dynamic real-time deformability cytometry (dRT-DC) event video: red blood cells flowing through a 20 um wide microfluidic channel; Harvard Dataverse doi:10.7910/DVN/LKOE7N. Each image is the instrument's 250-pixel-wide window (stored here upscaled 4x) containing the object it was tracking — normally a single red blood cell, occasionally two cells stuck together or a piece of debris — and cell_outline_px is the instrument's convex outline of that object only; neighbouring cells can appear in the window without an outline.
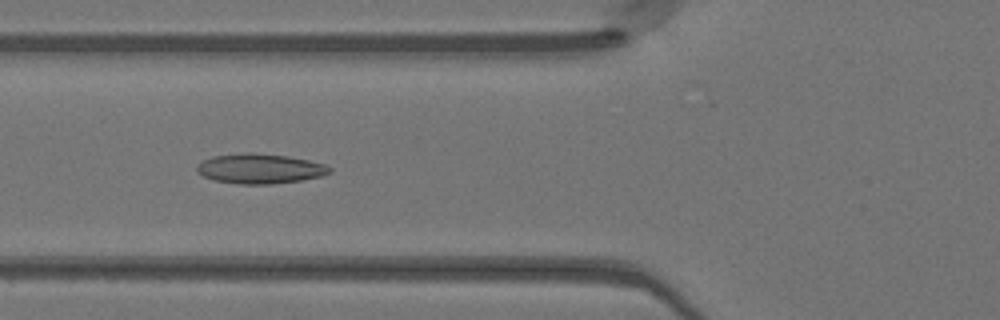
{"species": "Egyptian fruit bat (a non-hibernating species)", "species_latin": "Rousettus aegyptiacus", "temperature_condition": "warm", "stored_images_in_passage": 49, "camera_frame_rate_fps": 3000, "um_per_image_px": 0.085, "animal": {"sex": "female"}, "frame": {"image": 1, "passage_image": 18, "time_ms": 5.667, "image_size_px": [1000, 320], "cell_outline_px": [[332, 172], [320, 176], [300, 180], [272, 184], [240, 184], [212, 180], [196, 172], [196, 164], [212, 156], [248, 152], [252, 152], [288, 156], [308, 160], [324, 164], [332, 168]], "centroid_in_image_um": [22.06, 14.33], "position_along_channel_um": 103.7, "area_um2": 23.18}}
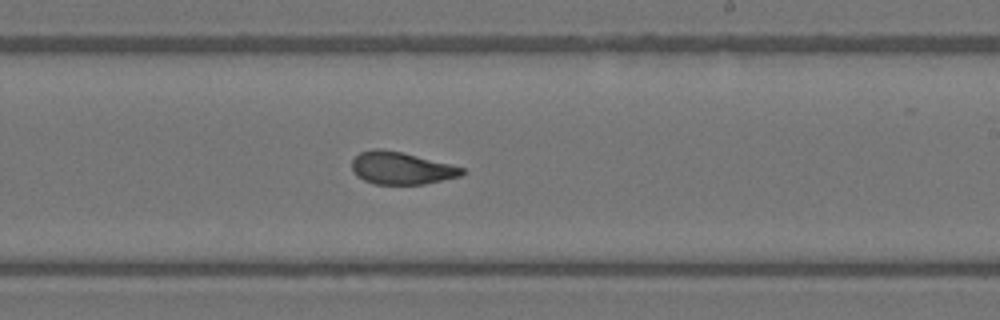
{"frame": {"image": 2, "passage_image": 29, "time_ms": 9.333, "image_size_px": [1000, 320], "cell_outline_px": [[464, 172], [460, 176], [424, 184], [376, 184], [364, 180], [356, 176], [352, 172], [352, 160], [360, 152], [372, 148], [380, 148], [400, 152], [464, 168]], "centroid_in_image_um": [34.04, 14.29], "position_along_channel_um": 255.0, "area_um2": 20.52}}
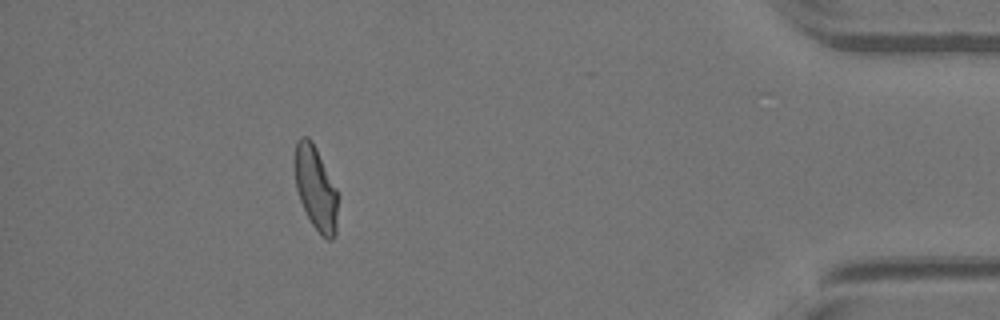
{"frame": {"image": 3, "passage_image": 44, "time_ms": 14.333, "image_size_px": [1000, 320], "cell_outline_px": [[336, 232], [332, 240], [328, 240], [320, 236], [312, 224], [300, 200], [296, 188], [292, 160], [296, 140], [300, 136], [308, 136], [312, 140], [336, 188]], "centroid_in_image_um": [26.78, 15.94], "position_along_channel_um": 408.4, "area_um2": 21.21}}